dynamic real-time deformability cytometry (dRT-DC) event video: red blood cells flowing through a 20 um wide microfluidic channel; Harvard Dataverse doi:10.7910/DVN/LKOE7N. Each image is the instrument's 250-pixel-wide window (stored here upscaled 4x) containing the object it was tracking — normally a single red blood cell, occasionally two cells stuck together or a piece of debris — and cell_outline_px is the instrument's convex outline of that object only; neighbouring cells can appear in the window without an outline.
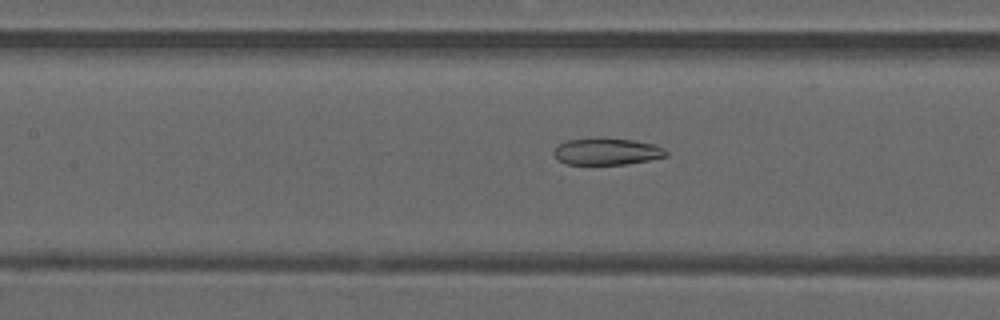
{"species": "common noctule bat (a hibernating species)", "species_latin": "Nyctalus noctula", "temperature_condition": "warm", "stored_images_in_passage": 50, "camera_frame_rate_fps": 3000, "um_per_image_px": 0.085, "animal": {"sex": "male", "forearm_length_mm": 52.5}, "frame": {"image": 1, "passage_image": 23, "time_ms": 7.333, "image_size_px": [1000, 320], "cell_outline_px": [[668, 156], [628, 164], [564, 164], [552, 152], [560, 144], [568, 140], [600, 136], [632, 140], [652, 144], [664, 148], [668, 152]], "centroid_in_image_um": [51.59, 12.86], "position_along_channel_um": 155.8, "area_um2": 17.69}}
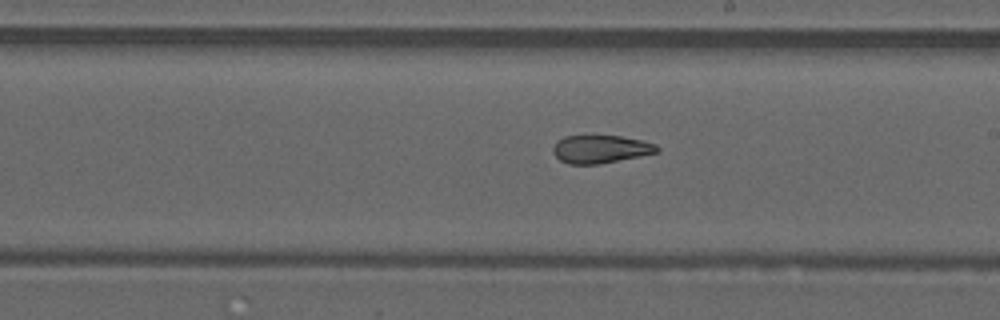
{"frame": {"image": 2, "passage_image": 29, "time_ms": 9.333, "image_size_px": [1000, 320], "cell_outline_px": [[660, 152], [600, 164], [568, 164], [560, 160], [552, 152], [552, 148], [556, 140], [564, 136], [620, 136], [640, 140], [656, 144], [660, 148]], "centroid_in_image_um": [51.04, 12.68], "position_along_channel_um": 238.0, "area_um2": 17.05}}
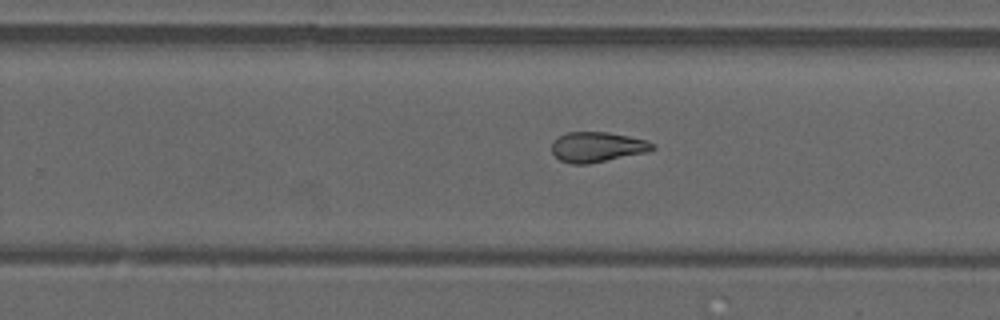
{"frame": {"image": 3, "passage_image": 32, "time_ms": 10.333, "image_size_px": [1000, 320], "cell_outline_px": [[656, 148], [648, 152], [588, 164], [572, 164], [560, 160], [552, 152], [552, 140], [564, 132], [608, 132], [648, 140]], "centroid_in_image_um": [50.75, 12.49], "position_along_channel_um": 279.1, "area_um2": 17.8}, "authors_computed_cell_mechanics": {"area_um2": 19.5653, "velocity_mm_per_s": 4.1283, "shape_relaxation_time_tau1_ms": null, "shape_relaxation_time_tau2_ms": 2.3919, "deformation_change_tau1": null, "deformation_change_tau2": 0.1005}}